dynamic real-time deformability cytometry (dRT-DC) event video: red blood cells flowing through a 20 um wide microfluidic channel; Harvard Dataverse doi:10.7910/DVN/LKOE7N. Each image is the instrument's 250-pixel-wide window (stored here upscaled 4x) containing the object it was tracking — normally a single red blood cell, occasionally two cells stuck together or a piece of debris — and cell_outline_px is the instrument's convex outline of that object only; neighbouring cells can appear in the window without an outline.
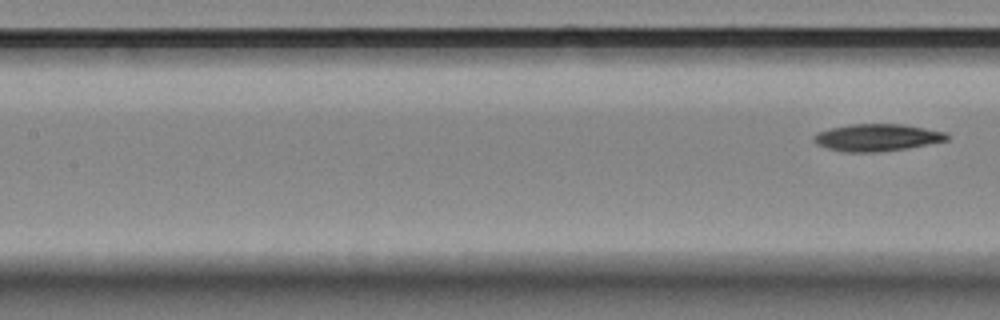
{"species": "Egyptian fruit bat (a non-hibernating species)", "species_latin": "Rousettus aegyptiacus", "temperature_condition": "room temperature", "stored_images_in_passage": 7, "segment_of_instrument_passage": [2, 2], "camera_frame_rate_fps": 3000, "um_per_image_px": 0.085, "animal": {"sex": "female"}, "frame": {"image": 1, "passage_image": 7, "time_ms": 9.0, "image_size_px": [1000, 320], "cell_outline_px": [[948, 140], [908, 148], [880, 152], [844, 152], [828, 148], [816, 144], [812, 140], [812, 136], [816, 132], [832, 128], [852, 124], [904, 124], [944, 132], [948, 136]], "centroid_in_image_um": [74.51, 11.69], "position_along_channel_um": 132.9, "area_um2": 21.04}}